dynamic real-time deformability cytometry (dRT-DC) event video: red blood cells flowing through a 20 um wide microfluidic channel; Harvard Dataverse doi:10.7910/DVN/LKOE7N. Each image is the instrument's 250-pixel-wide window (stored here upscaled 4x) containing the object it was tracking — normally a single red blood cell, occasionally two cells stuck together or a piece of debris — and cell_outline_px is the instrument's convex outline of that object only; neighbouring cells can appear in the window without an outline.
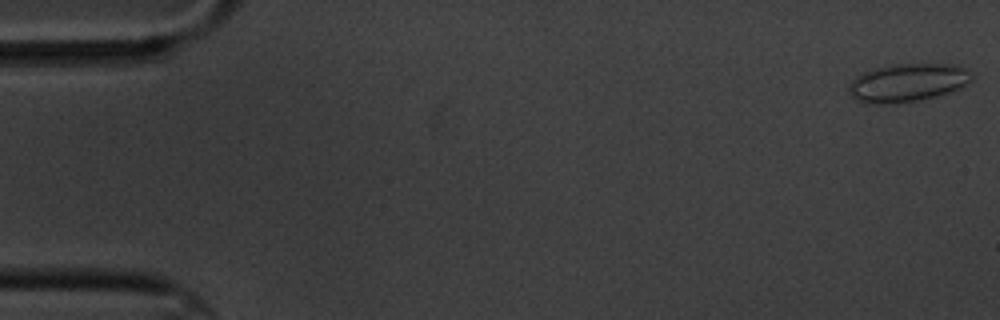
{"species": "common noctule bat (a hibernating species)", "species_latin": "Nyctalus noctula", "temperature_condition": "cold", "stored_images_in_passage": 10, "camera_frame_rate_fps": 3000, "um_per_image_px": 0.085, "animal": {"sex": "male", "body_mass_g": 20.1, "forearm_length_mm": 53.5}, "frame": {"image": 1, "passage_image": 1, "time_ms": 0.0, "image_size_px": [1000, 320], "cell_outline_px": [[976, 76], [972, 80], [960, 88], [936, 96], [896, 104], [872, 104], [856, 100], [848, 92], [848, 84], [860, 72], [876, 68], [896, 64], [956, 64], [976, 72]], "centroid_in_image_um": [77.17, 7.02], "position_along_channel_um": 7.8, "area_um2": 27.8}}
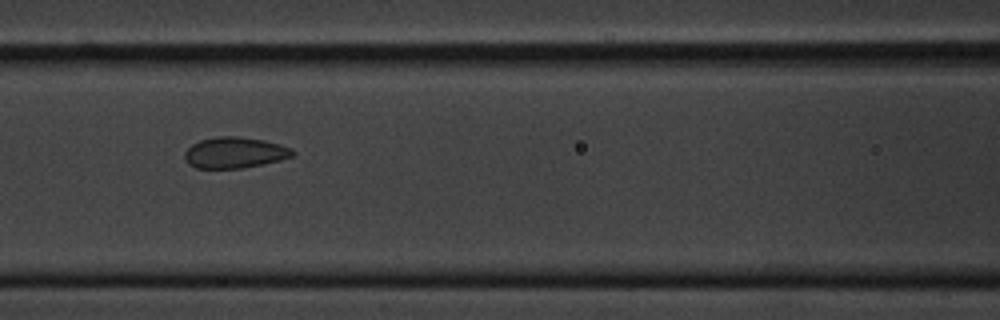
{"frame": {"image": 2, "passage_image": 8, "time_ms": 8.0, "image_size_px": [1000, 320], "cell_outline_px": [[296, 152], [292, 156], [280, 160], [244, 168], [196, 168], [188, 164], [184, 160], [184, 152], [192, 144], [200, 140], [216, 136], [240, 136], [264, 140], [292, 148]], "centroid_in_image_um": [19.93, 12.97], "position_along_channel_um": 146.7, "area_um2": 19.65}}
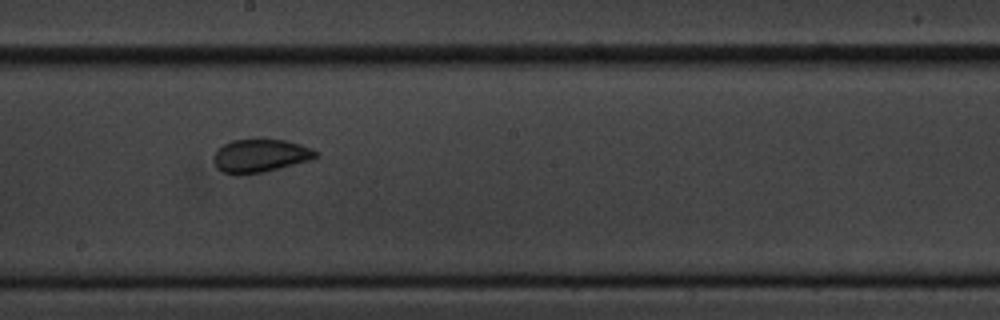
{"frame": {"image": 3, "passage_image": 10, "time_ms": 10.333, "image_size_px": [1000, 320], "cell_outline_px": [[320, 156], [312, 160], [264, 172], [236, 176], [224, 172], [216, 168], [216, 152], [224, 144], [232, 140], [284, 140], [300, 144], [312, 148], [320, 152]], "centroid_in_image_um": [22.2, 13.26], "position_along_channel_um": 226.0, "area_um2": 19.71}}